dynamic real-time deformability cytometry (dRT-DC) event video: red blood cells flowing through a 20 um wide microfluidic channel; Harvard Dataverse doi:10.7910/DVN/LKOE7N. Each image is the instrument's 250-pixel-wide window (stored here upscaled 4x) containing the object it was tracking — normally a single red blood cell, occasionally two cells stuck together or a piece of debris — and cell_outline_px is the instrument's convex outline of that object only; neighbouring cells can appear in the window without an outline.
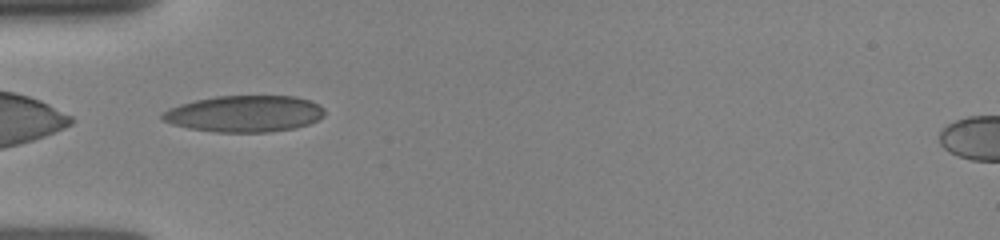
{"species": "human", "species_latin": "Homo sapiens", "temperature_condition": "room temperature", "stored_images_in_passage": 47, "camera_frame_rate_fps": 3000, "um_per_image_px": 0.085, "donor": {"sex": "female"}, "frame": {"image": 1, "passage_image": 3, "time_ms": 0.333, "image_size_px": [1000, 240], "cell_outline_px": [[324, 116], [308, 124], [296, 128], [268, 132], [216, 132], [188, 128], [172, 124], [160, 120], [160, 112], [168, 108], [180, 104], [196, 100], [216, 96], [296, 96], [312, 100], [320, 104], [324, 108]], "centroid_in_image_um": [20.77, 9.66], "position_along_channel_um": 64.2, "area_um2": 34.85}}
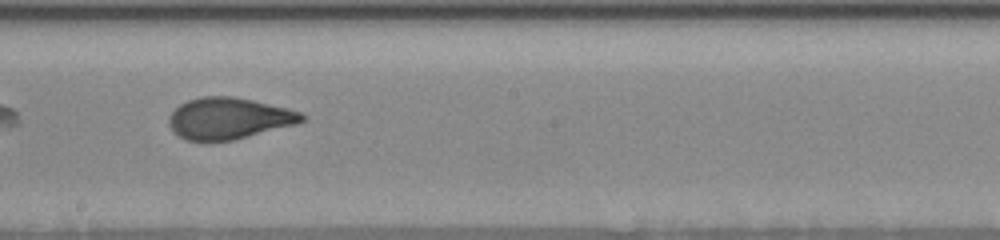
{"frame": {"image": 2, "passage_image": 21, "time_ms": 4.333, "image_size_px": [1000, 240], "cell_outline_px": [[308, 116], [304, 120], [296, 124], [232, 140], [184, 140], [168, 124], [168, 116], [180, 104], [188, 100], [204, 96], [232, 96], [252, 100], [288, 108], [300, 112]], "centroid_in_image_um": [19.46, 10.05], "position_along_channel_um": 228.7, "area_um2": 31.79}}
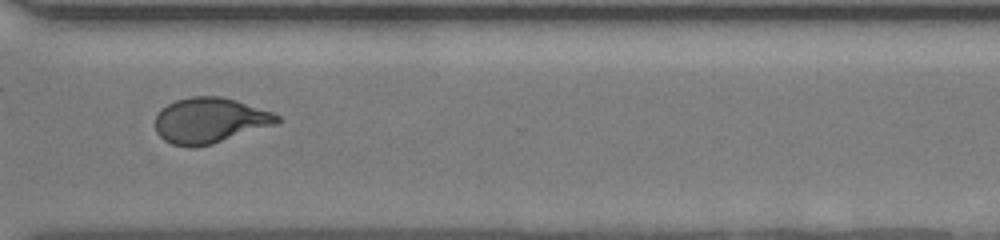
{"frame": {"image": 3, "passage_image": 32, "time_ms": 7.333, "image_size_px": [1000, 240], "cell_outline_px": [[280, 120], [276, 124], [212, 144], [192, 148], [188, 148], [172, 144], [164, 140], [156, 132], [156, 116], [168, 104], [176, 100], [192, 96], [220, 96], [236, 100], [272, 112], [280, 116]], "centroid_in_image_um": [17.83, 10.25], "position_along_channel_um": 352.8, "area_um2": 32.14}}